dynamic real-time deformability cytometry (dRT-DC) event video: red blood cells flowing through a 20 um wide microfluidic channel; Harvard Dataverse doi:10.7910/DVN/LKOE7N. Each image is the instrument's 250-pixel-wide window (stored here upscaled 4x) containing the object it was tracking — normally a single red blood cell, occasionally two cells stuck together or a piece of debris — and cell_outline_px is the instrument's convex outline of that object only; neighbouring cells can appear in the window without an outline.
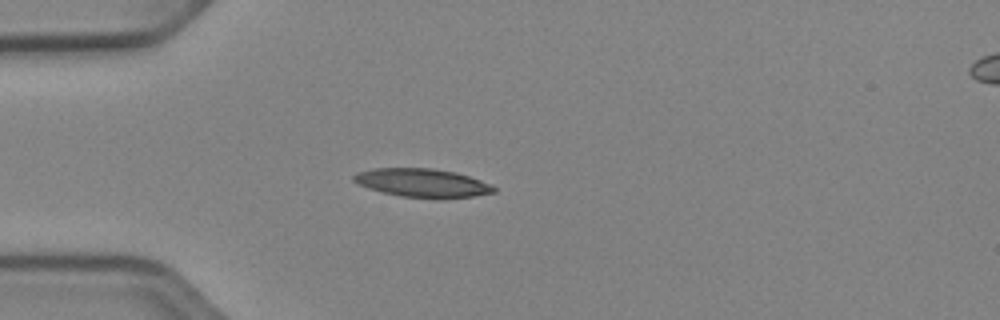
{"species": "Egyptian fruit bat (a non-hibernating species)", "species_latin": "Rousettus aegyptiacus", "temperature_condition": "cold", "stored_images_in_passage": 20, "camera_frame_rate_fps": 3000, "um_per_image_px": 0.085, "animal": {"sex": "female"}, "frame": {"image": 1, "passage_image": 1, "time_ms": 0.0, "image_size_px": [1000, 320], "cell_outline_px": [[496, 192], [472, 196], [400, 196], [368, 188], [352, 180], [352, 176], [356, 172], [372, 168], [432, 168], [456, 172], [492, 184], [496, 188]], "centroid_in_image_um": [35.86, 15.5], "position_along_channel_um": 49.1, "area_um2": 22.6}}
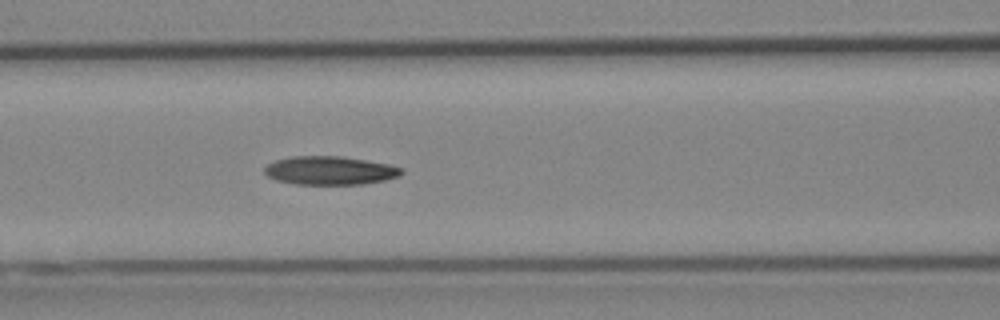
{"frame": {"image": 2, "passage_image": 9, "time_ms": 2.667, "image_size_px": [1000, 320], "cell_outline_px": [[404, 172], [400, 176], [384, 180], [364, 184], [296, 184], [276, 180], [268, 176], [264, 172], [264, 168], [268, 164], [276, 160], [292, 156], [340, 156], [388, 164], [404, 168]], "centroid_in_image_um": [28.06, 14.49], "position_along_channel_um": 138.5, "area_um2": 22.72}}
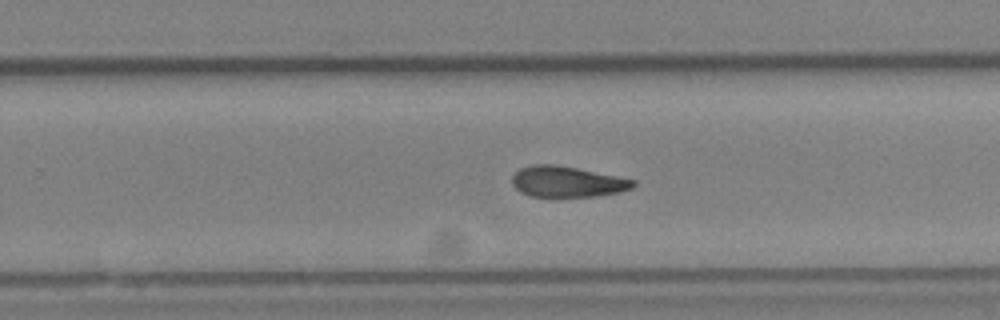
{"frame": {"image": 3, "passage_image": 20, "time_ms": 6.333, "image_size_px": [1000, 320], "cell_outline_px": [[636, 184], [632, 188], [620, 192], [596, 196], [532, 196], [520, 192], [512, 184], [512, 176], [520, 168], [532, 164], [556, 164], [636, 180]], "centroid_in_image_um": [48.2, 15.44], "position_along_channel_um": 281.6, "area_um2": 21.62}}